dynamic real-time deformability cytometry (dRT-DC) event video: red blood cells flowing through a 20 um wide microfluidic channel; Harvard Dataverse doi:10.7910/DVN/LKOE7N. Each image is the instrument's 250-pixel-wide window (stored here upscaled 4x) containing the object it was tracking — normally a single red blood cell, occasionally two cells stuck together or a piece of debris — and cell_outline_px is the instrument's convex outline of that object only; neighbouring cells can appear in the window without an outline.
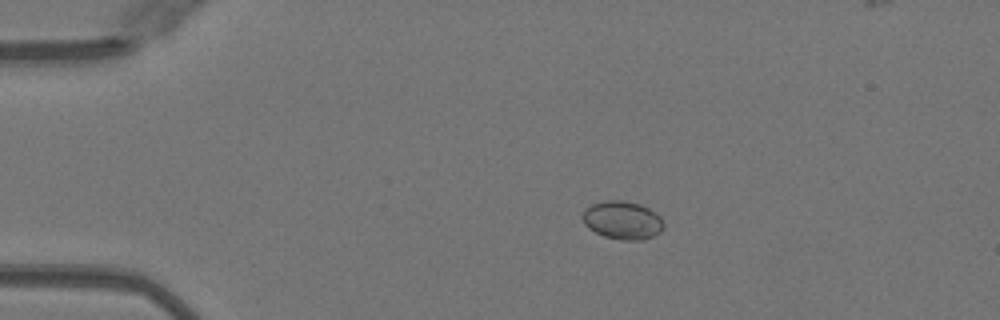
{"species": "Egyptian fruit bat (a non-hibernating species)", "species_latin": "Rousettus aegyptiacus", "temperature_condition": "warm", "stored_images_in_passage": 31, "camera_frame_rate_fps": 3000, "um_per_image_px": 0.085, "animal": {"sex": "female"}, "frame": {"image": 1, "passage_image": 2, "time_ms": 0.333, "image_size_px": [1000, 320], "cell_outline_px": [[664, 228], [660, 232], [644, 240], [620, 240], [604, 236], [588, 228], [584, 224], [580, 216], [584, 208], [592, 204], [604, 200], [624, 200], [640, 204], [656, 212], [660, 216], [664, 224]], "centroid_in_image_um": [52.89, 18.71], "position_along_channel_um": 32.1, "area_um2": 18.38}}
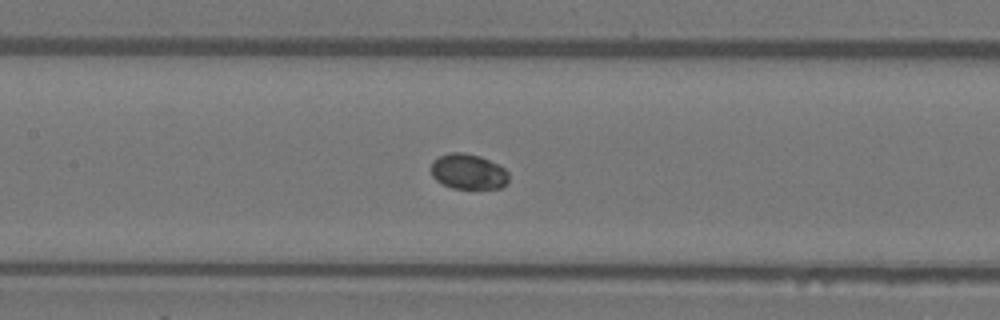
{"frame": {"image": 2, "passage_image": 16, "time_ms": 5.0, "image_size_px": [1000, 320], "cell_outline_px": [[508, 180], [500, 188], [452, 188], [436, 180], [432, 176], [432, 160], [440, 156], [452, 152], [460, 152], [480, 156], [500, 164], [508, 172]], "centroid_in_image_um": [39.81, 14.58], "position_along_channel_um": 167.6, "area_um2": 15.9}}
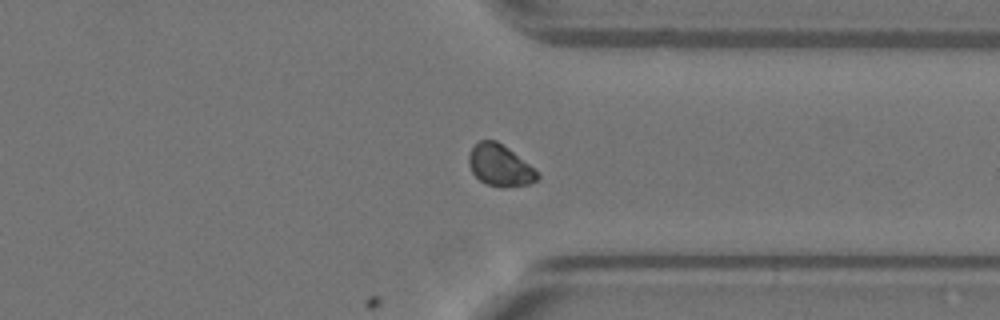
{"frame": {"image": 3, "passage_image": 31, "time_ms": 10.0, "image_size_px": [1000, 320], "cell_outline_px": [[540, 176], [536, 180], [528, 184], [488, 184], [480, 180], [472, 172], [468, 164], [468, 152], [480, 140], [496, 140], [508, 148], [540, 172]], "centroid_in_image_um": [42.48, 14.0], "position_along_channel_um": 368.9, "area_um2": 16.07}}